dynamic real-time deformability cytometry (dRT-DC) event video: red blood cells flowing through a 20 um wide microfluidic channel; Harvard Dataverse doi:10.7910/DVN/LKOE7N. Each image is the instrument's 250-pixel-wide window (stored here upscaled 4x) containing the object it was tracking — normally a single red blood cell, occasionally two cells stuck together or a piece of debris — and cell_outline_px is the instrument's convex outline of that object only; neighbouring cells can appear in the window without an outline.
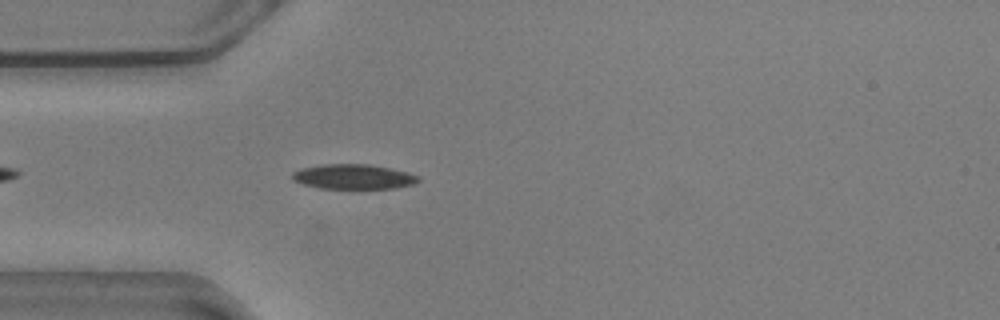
{"species": "common noctule bat (a hibernating species)", "species_latin": "Nyctalus noctula", "temperature_condition": "warm", "stored_images_in_passage": 21, "camera_frame_rate_fps": 3000, "um_per_image_px": 0.085, "animal": {"sex": "male", "body_mass_g": 20.5, "forearm_length_mm": 52.5}, "frame": {"image": 1, "passage_image": 4, "time_ms": 1.0, "image_size_px": [1000, 320], "cell_outline_px": [[420, 180], [416, 184], [396, 188], [320, 188], [304, 184], [292, 180], [292, 172], [300, 168], [324, 164], [368, 164], [408, 172], [420, 176]], "centroid_in_image_um": [30.06, 15.02], "position_along_channel_um": 54.9, "area_um2": 18.26}}
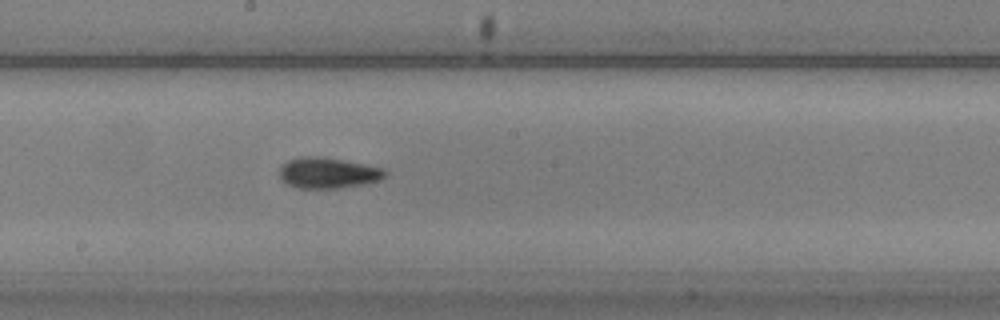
{"frame": {"image": 2, "passage_image": 18, "time_ms": 5.667, "image_size_px": [1000, 320], "cell_outline_px": [[388, 172], [384, 176], [376, 180], [364, 184], [340, 188], [296, 188], [280, 180], [280, 168], [288, 160], [300, 156], [320, 156], [344, 160], [384, 168]], "centroid_in_image_um": [27.85, 14.69], "position_along_channel_um": 220.3, "area_um2": 18.96}}